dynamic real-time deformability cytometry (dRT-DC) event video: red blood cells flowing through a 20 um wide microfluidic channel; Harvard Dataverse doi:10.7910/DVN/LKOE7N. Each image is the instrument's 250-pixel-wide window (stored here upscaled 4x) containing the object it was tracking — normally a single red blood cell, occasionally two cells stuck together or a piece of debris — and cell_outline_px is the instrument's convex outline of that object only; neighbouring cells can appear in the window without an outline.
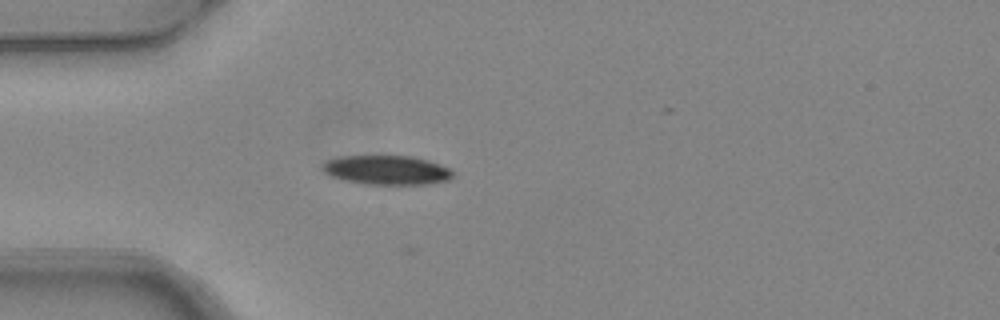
{"species": "common noctule bat (a hibernating species)", "species_latin": "Nyctalus noctula", "temperature_condition": "warm", "stored_images_in_passage": 4, "camera_frame_rate_fps": 3000, "um_per_image_px": 0.085, "animal": {"sex": "female", "body_mass_g": 24.6, "forearm_length_mm": 56.2}, "frame": {"image": 1, "passage_image": 4, "time_ms": 1.0, "image_size_px": [1000, 320], "cell_outline_px": [[452, 176], [448, 180], [428, 184], [368, 184], [348, 180], [332, 176], [324, 172], [324, 164], [328, 160], [340, 156], [412, 156], [428, 160], [440, 164], [448, 168], [452, 172]], "centroid_in_image_um": [32.91, 14.45], "position_along_channel_um": 52.1, "area_um2": 21.79}}